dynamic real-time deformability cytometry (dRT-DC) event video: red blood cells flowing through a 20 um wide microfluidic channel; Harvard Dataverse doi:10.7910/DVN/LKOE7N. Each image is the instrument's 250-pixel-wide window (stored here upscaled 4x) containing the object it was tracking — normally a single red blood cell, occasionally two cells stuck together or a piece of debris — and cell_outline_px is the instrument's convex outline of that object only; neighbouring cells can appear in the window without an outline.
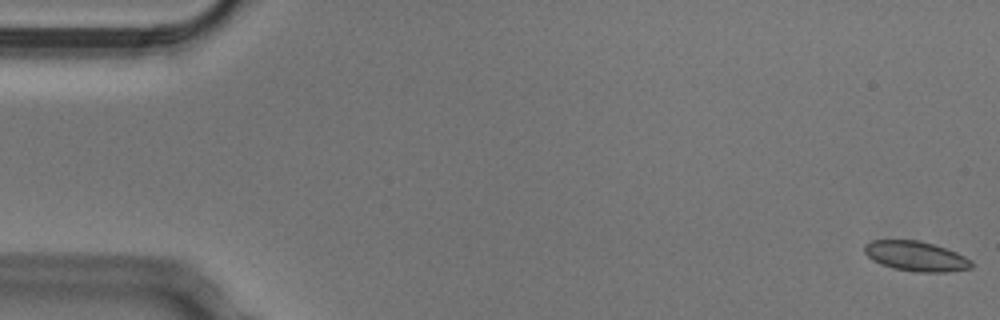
{"species": "Egyptian fruit bat (a non-hibernating species)", "species_latin": "Rousettus aegyptiacus", "temperature_condition": "cold", "stored_images_in_passage": 53, "camera_frame_rate_fps": 3000, "um_per_image_px": 0.085, "animal": {"sex": "male"}, "frame": {"image": 1, "passage_image": 1, "time_ms": 0.0, "image_size_px": [1000, 320], "cell_outline_px": [[972, 268], [948, 272], [916, 272], [896, 268], [872, 260], [864, 252], [864, 244], [872, 240], [920, 240], [956, 252], [972, 260]], "centroid_in_image_um": [77.86, 21.77], "position_along_channel_um": 7.1, "area_um2": 18.5}}
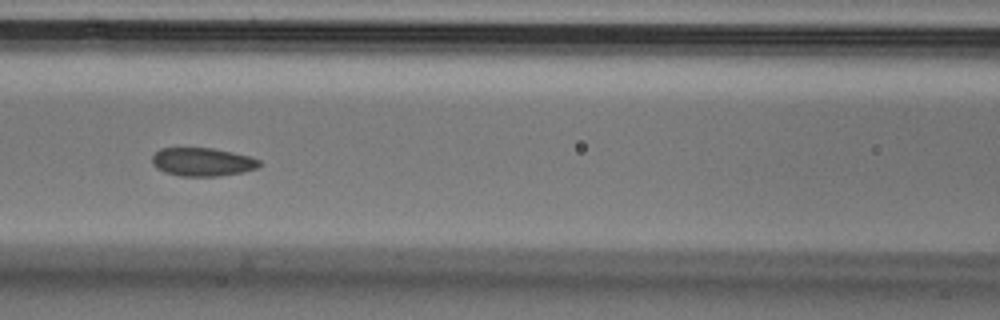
{"frame": {"image": 2, "passage_image": 23, "time_ms": 7.333, "image_size_px": [1000, 320], "cell_outline_px": [[260, 164], [256, 168], [244, 172], [220, 176], [180, 176], [164, 172], [156, 168], [152, 164], [152, 156], [160, 148], [212, 148], [232, 152], [248, 156], [260, 160]], "centroid_in_image_um": [17.18, 13.77], "position_along_channel_um": 149.4, "area_um2": 17.74}}
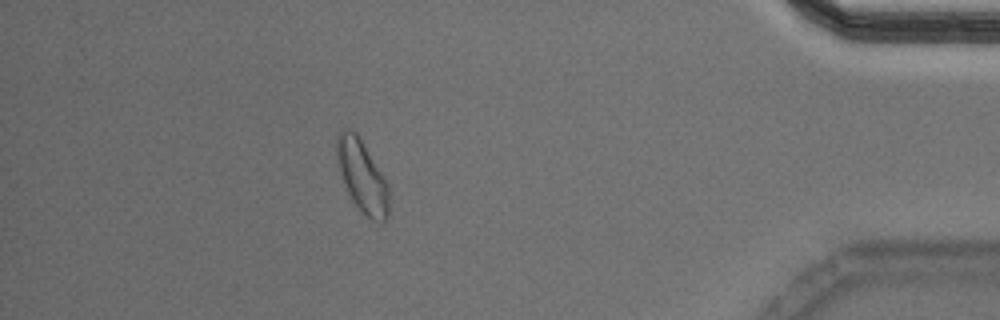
{"frame": {"image": 3, "passage_image": 47, "time_ms": 15.333, "image_size_px": [1000, 320], "cell_outline_px": [[388, 216], [384, 220], [372, 220], [360, 212], [344, 188], [336, 164], [336, 136], [344, 128], [356, 132], [388, 184]], "centroid_in_image_um": [30.72, 14.98], "position_along_channel_um": 404.5, "area_um2": 21.96}, "authors_computed_cell_mechanics": {"area_um2": 18.8428, "velocity_mm_per_s": 3.7733, "shape_relaxation_time_tau1_ms": 3.6678, "shape_relaxation_time_tau2_ms": 3.2419, "deformation_change_tau1": 0.0604, "deformation_change_tau2": 0.0756}}